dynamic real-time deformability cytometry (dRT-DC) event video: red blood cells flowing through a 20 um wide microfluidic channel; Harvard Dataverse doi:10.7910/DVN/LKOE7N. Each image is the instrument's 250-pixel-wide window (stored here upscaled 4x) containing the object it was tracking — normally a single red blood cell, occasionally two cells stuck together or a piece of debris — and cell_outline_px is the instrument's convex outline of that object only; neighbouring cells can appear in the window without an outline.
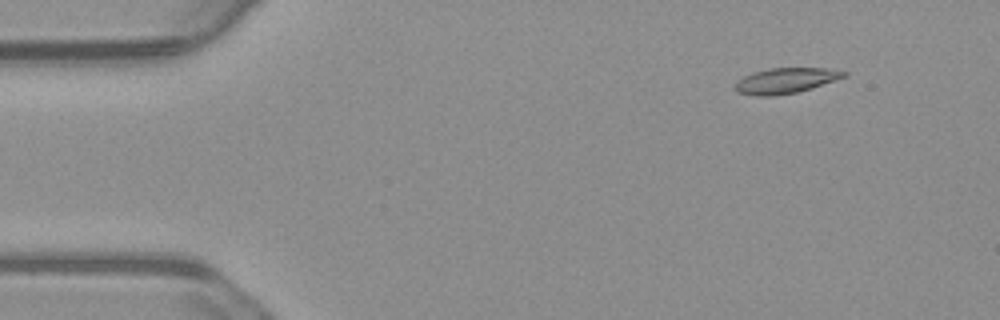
{"species": "common noctule bat (a hibernating species)", "species_latin": "Nyctalus noctula", "temperature_condition": "warm", "stored_images_in_passage": 38, "camera_frame_rate_fps": 3000, "um_per_image_px": 0.085, "animal": {"sex": "male", "body_mass_g": 23.1, "forearm_length_mm": 52.7}, "frame": {"image": 1, "passage_image": 1, "time_ms": 0.0, "image_size_px": [1000, 320], "cell_outline_px": [[848, 76], [812, 88], [796, 92], [772, 96], [756, 96], [736, 92], [732, 88], [736, 80], [752, 72], [768, 68], [828, 68], [848, 72]], "centroid_in_image_um": [66.74, 6.85], "position_along_channel_um": 18.3, "area_um2": 16.42}}
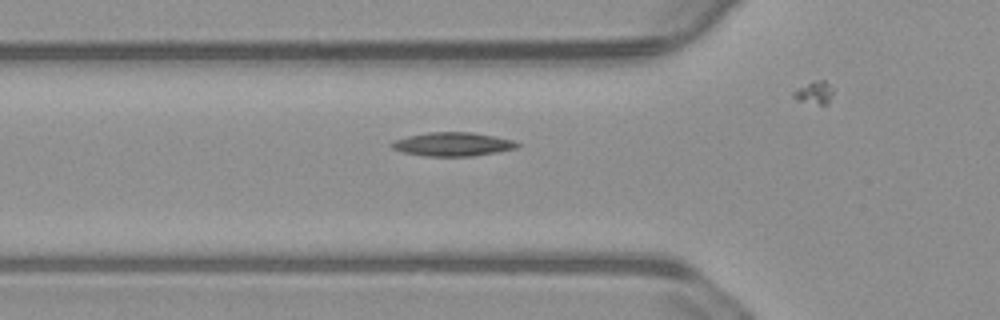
{"frame": {"image": 2, "passage_image": 14, "time_ms": 4.333, "image_size_px": [1000, 320], "cell_outline_px": [[520, 144], [516, 148], [496, 152], [472, 156], [424, 156], [400, 152], [392, 148], [388, 144], [392, 140], [408, 136], [428, 132], [472, 132], [512, 140]], "centroid_in_image_um": [38.39, 12.26], "position_along_channel_um": 87.4, "area_um2": 17.4}}
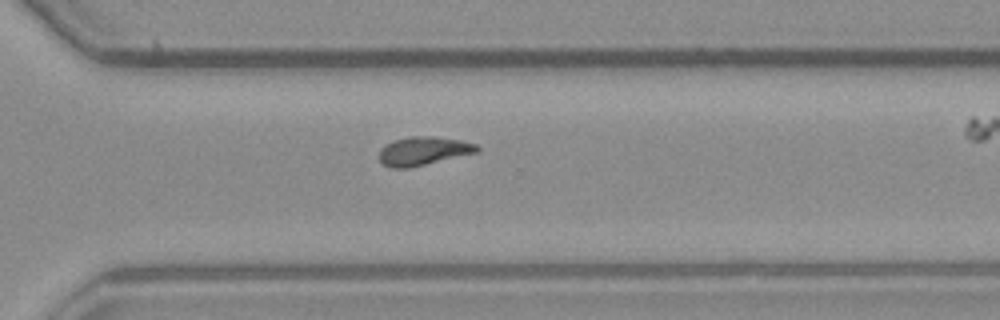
{"frame": {"image": 3, "passage_image": 34, "time_ms": 11.0, "image_size_px": [1000, 320], "cell_outline_px": [[480, 152], [408, 168], [388, 168], [380, 164], [380, 148], [384, 144], [392, 140], [412, 136], [436, 136], [460, 140], [476, 144], [480, 148]], "centroid_in_image_um": [35.97, 12.83], "position_along_channel_um": 334.6, "area_um2": 16.59}}